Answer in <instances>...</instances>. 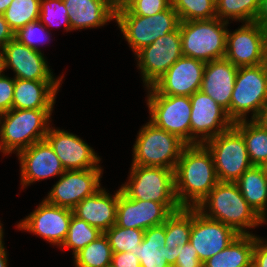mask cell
<instances>
[{"instance_id": "cell-8", "label": "cell", "mask_w": 267, "mask_h": 267, "mask_svg": "<svg viewBox=\"0 0 267 267\" xmlns=\"http://www.w3.org/2000/svg\"><path fill=\"white\" fill-rule=\"evenodd\" d=\"M203 145L212 155L219 182L235 183L253 166L244 138L234 126L210 138Z\"/></svg>"}, {"instance_id": "cell-51", "label": "cell", "mask_w": 267, "mask_h": 267, "mask_svg": "<svg viewBox=\"0 0 267 267\" xmlns=\"http://www.w3.org/2000/svg\"><path fill=\"white\" fill-rule=\"evenodd\" d=\"M4 63H3V57H0V75L4 72Z\"/></svg>"}, {"instance_id": "cell-3", "label": "cell", "mask_w": 267, "mask_h": 267, "mask_svg": "<svg viewBox=\"0 0 267 267\" xmlns=\"http://www.w3.org/2000/svg\"><path fill=\"white\" fill-rule=\"evenodd\" d=\"M53 110L11 109L0 115V151L18 154L32 144L44 140Z\"/></svg>"}, {"instance_id": "cell-54", "label": "cell", "mask_w": 267, "mask_h": 267, "mask_svg": "<svg viewBox=\"0 0 267 267\" xmlns=\"http://www.w3.org/2000/svg\"><path fill=\"white\" fill-rule=\"evenodd\" d=\"M3 56H4V45L0 42V57H3Z\"/></svg>"}, {"instance_id": "cell-15", "label": "cell", "mask_w": 267, "mask_h": 267, "mask_svg": "<svg viewBox=\"0 0 267 267\" xmlns=\"http://www.w3.org/2000/svg\"><path fill=\"white\" fill-rule=\"evenodd\" d=\"M181 206L178 203H158L127 197L118 190L116 225L122 228L147 230L162 225Z\"/></svg>"}, {"instance_id": "cell-20", "label": "cell", "mask_w": 267, "mask_h": 267, "mask_svg": "<svg viewBox=\"0 0 267 267\" xmlns=\"http://www.w3.org/2000/svg\"><path fill=\"white\" fill-rule=\"evenodd\" d=\"M205 62L180 57L152 87L161 95L191 96L201 89Z\"/></svg>"}, {"instance_id": "cell-28", "label": "cell", "mask_w": 267, "mask_h": 267, "mask_svg": "<svg viewBox=\"0 0 267 267\" xmlns=\"http://www.w3.org/2000/svg\"><path fill=\"white\" fill-rule=\"evenodd\" d=\"M255 235L236 237L226 248L210 257L203 267H249L253 263Z\"/></svg>"}, {"instance_id": "cell-32", "label": "cell", "mask_w": 267, "mask_h": 267, "mask_svg": "<svg viewBox=\"0 0 267 267\" xmlns=\"http://www.w3.org/2000/svg\"><path fill=\"white\" fill-rule=\"evenodd\" d=\"M261 0H215L216 18L228 22H254Z\"/></svg>"}, {"instance_id": "cell-13", "label": "cell", "mask_w": 267, "mask_h": 267, "mask_svg": "<svg viewBox=\"0 0 267 267\" xmlns=\"http://www.w3.org/2000/svg\"><path fill=\"white\" fill-rule=\"evenodd\" d=\"M225 58L238 68L267 63L266 33L263 27L249 22L233 32L227 30Z\"/></svg>"}, {"instance_id": "cell-52", "label": "cell", "mask_w": 267, "mask_h": 267, "mask_svg": "<svg viewBox=\"0 0 267 267\" xmlns=\"http://www.w3.org/2000/svg\"><path fill=\"white\" fill-rule=\"evenodd\" d=\"M4 231H3V228H2V224H1V221H0V244H2L4 241H3V235Z\"/></svg>"}, {"instance_id": "cell-35", "label": "cell", "mask_w": 267, "mask_h": 267, "mask_svg": "<svg viewBox=\"0 0 267 267\" xmlns=\"http://www.w3.org/2000/svg\"><path fill=\"white\" fill-rule=\"evenodd\" d=\"M180 22L216 18L215 0H171Z\"/></svg>"}, {"instance_id": "cell-12", "label": "cell", "mask_w": 267, "mask_h": 267, "mask_svg": "<svg viewBox=\"0 0 267 267\" xmlns=\"http://www.w3.org/2000/svg\"><path fill=\"white\" fill-rule=\"evenodd\" d=\"M190 145L203 144L233 126L227 111L201 90L190 96Z\"/></svg>"}, {"instance_id": "cell-47", "label": "cell", "mask_w": 267, "mask_h": 267, "mask_svg": "<svg viewBox=\"0 0 267 267\" xmlns=\"http://www.w3.org/2000/svg\"><path fill=\"white\" fill-rule=\"evenodd\" d=\"M4 242L0 244V267H8L7 251H5Z\"/></svg>"}, {"instance_id": "cell-33", "label": "cell", "mask_w": 267, "mask_h": 267, "mask_svg": "<svg viewBox=\"0 0 267 267\" xmlns=\"http://www.w3.org/2000/svg\"><path fill=\"white\" fill-rule=\"evenodd\" d=\"M40 0H12L4 15L9 28L16 33L20 28L39 20Z\"/></svg>"}, {"instance_id": "cell-38", "label": "cell", "mask_w": 267, "mask_h": 267, "mask_svg": "<svg viewBox=\"0 0 267 267\" xmlns=\"http://www.w3.org/2000/svg\"><path fill=\"white\" fill-rule=\"evenodd\" d=\"M48 35L51 34L47 31L43 23L38 20L20 28L14 33V38L33 50L41 51L38 45L47 42L50 37Z\"/></svg>"}, {"instance_id": "cell-55", "label": "cell", "mask_w": 267, "mask_h": 267, "mask_svg": "<svg viewBox=\"0 0 267 267\" xmlns=\"http://www.w3.org/2000/svg\"><path fill=\"white\" fill-rule=\"evenodd\" d=\"M266 33V56H267V30L265 31Z\"/></svg>"}, {"instance_id": "cell-42", "label": "cell", "mask_w": 267, "mask_h": 267, "mask_svg": "<svg viewBox=\"0 0 267 267\" xmlns=\"http://www.w3.org/2000/svg\"><path fill=\"white\" fill-rule=\"evenodd\" d=\"M112 267H141L140 260L131 251L113 253Z\"/></svg>"}, {"instance_id": "cell-23", "label": "cell", "mask_w": 267, "mask_h": 267, "mask_svg": "<svg viewBox=\"0 0 267 267\" xmlns=\"http://www.w3.org/2000/svg\"><path fill=\"white\" fill-rule=\"evenodd\" d=\"M117 205L118 190L112 196L105 188H101L94 195L83 199L72 211L74 216L104 233L116 224Z\"/></svg>"}, {"instance_id": "cell-41", "label": "cell", "mask_w": 267, "mask_h": 267, "mask_svg": "<svg viewBox=\"0 0 267 267\" xmlns=\"http://www.w3.org/2000/svg\"><path fill=\"white\" fill-rule=\"evenodd\" d=\"M15 78L0 75V115L12 109Z\"/></svg>"}, {"instance_id": "cell-4", "label": "cell", "mask_w": 267, "mask_h": 267, "mask_svg": "<svg viewBox=\"0 0 267 267\" xmlns=\"http://www.w3.org/2000/svg\"><path fill=\"white\" fill-rule=\"evenodd\" d=\"M228 24L218 18L180 22L183 56L205 63L225 58Z\"/></svg>"}, {"instance_id": "cell-19", "label": "cell", "mask_w": 267, "mask_h": 267, "mask_svg": "<svg viewBox=\"0 0 267 267\" xmlns=\"http://www.w3.org/2000/svg\"><path fill=\"white\" fill-rule=\"evenodd\" d=\"M45 139L52 146L65 171L101 167V159L94 149L76 134L49 127Z\"/></svg>"}, {"instance_id": "cell-22", "label": "cell", "mask_w": 267, "mask_h": 267, "mask_svg": "<svg viewBox=\"0 0 267 267\" xmlns=\"http://www.w3.org/2000/svg\"><path fill=\"white\" fill-rule=\"evenodd\" d=\"M238 67L226 58L205 63L201 91L227 111L230 118V102Z\"/></svg>"}, {"instance_id": "cell-39", "label": "cell", "mask_w": 267, "mask_h": 267, "mask_svg": "<svg viewBox=\"0 0 267 267\" xmlns=\"http://www.w3.org/2000/svg\"><path fill=\"white\" fill-rule=\"evenodd\" d=\"M171 0H136L128 9L139 16H152L166 10Z\"/></svg>"}, {"instance_id": "cell-40", "label": "cell", "mask_w": 267, "mask_h": 267, "mask_svg": "<svg viewBox=\"0 0 267 267\" xmlns=\"http://www.w3.org/2000/svg\"><path fill=\"white\" fill-rule=\"evenodd\" d=\"M173 267H203L198 253L191 243L176 247V262Z\"/></svg>"}, {"instance_id": "cell-56", "label": "cell", "mask_w": 267, "mask_h": 267, "mask_svg": "<svg viewBox=\"0 0 267 267\" xmlns=\"http://www.w3.org/2000/svg\"><path fill=\"white\" fill-rule=\"evenodd\" d=\"M249 267H258L254 263H252Z\"/></svg>"}, {"instance_id": "cell-24", "label": "cell", "mask_w": 267, "mask_h": 267, "mask_svg": "<svg viewBox=\"0 0 267 267\" xmlns=\"http://www.w3.org/2000/svg\"><path fill=\"white\" fill-rule=\"evenodd\" d=\"M61 81L15 79L12 109L54 110Z\"/></svg>"}, {"instance_id": "cell-2", "label": "cell", "mask_w": 267, "mask_h": 267, "mask_svg": "<svg viewBox=\"0 0 267 267\" xmlns=\"http://www.w3.org/2000/svg\"><path fill=\"white\" fill-rule=\"evenodd\" d=\"M196 209L232 227L240 235L251 234L248 229L265 223L244 199L236 183L218 182Z\"/></svg>"}, {"instance_id": "cell-31", "label": "cell", "mask_w": 267, "mask_h": 267, "mask_svg": "<svg viewBox=\"0 0 267 267\" xmlns=\"http://www.w3.org/2000/svg\"><path fill=\"white\" fill-rule=\"evenodd\" d=\"M112 255L108 238L103 233L73 256L74 265L75 267H109Z\"/></svg>"}, {"instance_id": "cell-7", "label": "cell", "mask_w": 267, "mask_h": 267, "mask_svg": "<svg viewBox=\"0 0 267 267\" xmlns=\"http://www.w3.org/2000/svg\"><path fill=\"white\" fill-rule=\"evenodd\" d=\"M267 102V63L239 67L230 102V119L233 123L253 120ZM248 113V114H247Z\"/></svg>"}, {"instance_id": "cell-18", "label": "cell", "mask_w": 267, "mask_h": 267, "mask_svg": "<svg viewBox=\"0 0 267 267\" xmlns=\"http://www.w3.org/2000/svg\"><path fill=\"white\" fill-rule=\"evenodd\" d=\"M4 70L14 71L15 79L35 81H62L54 78L48 62L41 51L33 50L13 38L4 46Z\"/></svg>"}, {"instance_id": "cell-49", "label": "cell", "mask_w": 267, "mask_h": 267, "mask_svg": "<svg viewBox=\"0 0 267 267\" xmlns=\"http://www.w3.org/2000/svg\"><path fill=\"white\" fill-rule=\"evenodd\" d=\"M115 9H118L126 0H107Z\"/></svg>"}, {"instance_id": "cell-27", "label": "cell", "mask_w": 267, "mask_h": 267, "mask_svg": "<svg viewBox=\"0 0 267 267\" xmlns=\"http://www.w3.org/2000/svg\"><path fill=\"white\" fill-rule=\"evenodd\" d=\"M235 183L250 207L266 224L267 176L262 167L253 165Z\"/></svg>"}, {"instance_id": "cell-50", "label": "cell", "mask_w": 267, "mask_h": 267, "mask_svg": "<svg viewBox=\"0 0 267 267\" xmlns=\"http://www.w3.org/2000/svg\"><path fill=\"white\" fill-rule=\"evenodd\" d=\"M136 0H126L118 9H128Z\"/></svg>"}, {"instance_id": "cell-30", "label": "cell", "mask_w": 267, "mask_h": 267, "mask_svg": "<svg viewBox=\"0 0 267 267\" xmlns=\"http://www.w3.org/2000/svg\"><path fill=\"white\" fill-rule=\"evenodd\" d=\"M192 228V208L181 207L165 221V246L169 250L185 245L190 240Z\"/></svg>"}, {"instance_id": "cell-10", "label": "cell", "mask_w": 267, "mask_h": 267, "mask_svg": "<svg viewBox=\"0 0 267 267\" xmlns=\"http://www.w3.org/2000/svg\"><path fill=\"white\" fill-rule=\"evenodd\" d=\"M145 89L148 90L149 121L190 145V96L161 95L152 86Z\"/></svg>"}, {"instance_id": "cell-45", "label": "cell", "mask_w": 267, "mask_h": 267, "mask_svg": "<svg viewBox=\"0 0 267 267\" xmlns=\"http://www.w3.org/2000/svg\"><path fill=\"white\" fill-rule=\"evenodd\" d=\"M254 22L262 26L265 31L267 30V0L260 1L258 13Z\"/></svg>"}, {"instance_id": "cell-11", "label": "cell", "mask_w": 267, "mask_h": 267, "mask_svg": "<svg viewBox=\"0 0 267 267\" xmlns=\"http://www.w3.org/2000/svg\"><path fill=\"white\" fill-rule=\"evenodd\" d=\"M137 65L145 88L151 87L182 54L180 28L157 38L136 54Z\"/></svg>"}, {"instance_id": "cell-9", "label": "cell", "mask_w": 267, "mask_h": 267, "mask_svg": "<svg viewBox=\"0 0 267 267\" xmlns=\"http://www.w3.org/2000/svg\"><path fill=\"white\" fill-rule=\"evenodd\" d=\"M128 182L121 185V191L131 199L178 203L174 190V170L131 165Z\"/></svg>"}, {"instance_id": "cell-36", "label": "cell", "mask_w": 267, "mask_h": 267, "mask_svg": "<svg viewBox=\"0 0 267 267\" xmlns=\"http://www.w3.org/2000/svg\"><path fill=\"white\" fill-rule=\"evenodd\" d=\"M104 234L108 238L113 253L127 251L135 253L137 246L142 242L144 230L122 228L115 224L109 230H106Z\"/></svg>"}, {"instance_id": "cell-6", "label": "cell", "mask_w": 267, "mask_h": 267, "mask_svg": "<svg viewBox=\"0 0 267 267\" xmlns=\"http://www.w3.org/2000/svg\"><path fill=\"white\" fill-rule=\"evenodd\" d=\"M115 20L134 55L157 38L175 31L180 24L178 14L171 5L152 16H139L129 9H116Z\"/></svg>"}, {"instance_id": "cell-16", "label": "cell", "mask_w": 267, "mask_h": 267, "mask_svg": "<svg viewBox=\"0 0 267 267\" xmlns=\"http://www.w3.org/2000/svg\"><path fill=\"white\" fill-rule=\"evenodd\" d=\"M72 215L71 209L52 205L43 199L33 212L17 224V228L61 247L66 240Z\"/></svg>"}, {"instance_id": "cell-21", "label": "cell", "mask_w": 267, "mask_h": 267, "mask_svg": "<svg viewBox=\"0 0 267 267\" xmlns=\"http://www.w3.org/2000/svg\"><path fill=\"white\" fill-rule=\"evenodd\" d=\"M17 155L20 160V182L23 188L36 181L59 177L65 172L60 159L46 139L21 150Z\"/></svg>"}, {"instance_id": "cell-29", "label": "cell", "mask_w": 267, "mask_h": 267, "mask_svg": "<svg viewBox=\"0 0 267 267\" xmlns=\"http://www.w3.org/2000/svg\"><path fill=\"white\" fill-rule=\"evenodd\" d=\"M233 126L244 138L251 163L256 166L264 163L267 160V130L249 119L235 122Z\"/></svg>"}, {"instance_id": "cell-17", "label": "cell", "mask_w": 267, "mask_h": 267, "mask_svg": "<svg viewBox=\"0 0 267 267\" xmlns=\"http://www.w3.org/2000/svg\"><path fill=\"white\" fill-rule=\"evenodd\" d=\"M238 234L232 227L204 216L192 208L191 243L202 263L226 248Z\"/></svg>"}, {"instance_id": "cell-48", "label": "cell", "mask_w": 267, "mask_h": 267, "mask_svg": "<svg viewBox=\"0 0 267 267\" xmlns=\"http://www.w3.org/2000/svg\"><path fill=\"white\" fill-rule=\"evenodd\" d=\"M12 0H0V14H4Z\"/></svg>"}, {"instance_id": "cell-25", "label": "cell", "mask_w": 267, "mask_h": 267, "mask_svg": "<svg viewBox=\"0 0 267 267\" xmlns=\"http://www.w3.org/2000/svg\"><path fill=\"white\" fill-rule=\"evenodd\" d=\"M72 30L97 28L115 19L116 9L107 0H62Z\"/></svg>"}, {"instance_id": "cell-5", "label": "cell", "mask_w": 267, "mask_h": 267, "mask_svg": "<svg viewBox=\"0 0 267 267\" xmlns=\"http://www.w3.org/2000/svg\"><path fill=\"white\" fill-rule=\"evenodd\" d=\"M187 144L178 136L147 122L133 145L131 165L164 167L174 170Z\"/></svg>"}, {"instance_id": "cell-53", "label": "cell", "mask_w": 267, "mask_h": 267, "mask_svg": "<svg viewBox=\"0 0 267 267\" xmlns=\"http://www.w3.org/2000/svg\"><path fill=\"white\" fill-rule=\"evenodd\" d=\"M260 166L262 167L265 175L267 176V160L264 163H262Z\"/></svg>"}, {"instance_id": "cell-37", "label": "cell", "mask_w": 267, "mask_h": 267, "mask_svg": "<svg viewBox=\"0 0 267 267\" xmlns=\"http://www.w3.org/2000/svg\"><path fill=\"white\" fill-rule=\"evenodd\" d=\"M39 21L46 28L63 23L66 31H71L68 10L62 0H40Z\"/></svg>"}, {"instance_id": "cell-34", "label": "cell", "mask_w": 267, "mask_h": 267, "mask_svg": "<svg viewBox=\"0 0 267 267\" xmlns=\"http://www.w3.org/2000/svg\"><path fill=\"white\" fill-rule=\"evenodd\" d=\"M101 234L103 233L98 228L72 215L66 240L61 247L71 249L72 255H75L89 243L95 241Z\"/></svg>"}, {"instance_id": "cell-43", "label": "cell", "mask_w": 267, "mask_h": 267, "mask_svg": "<svg viewBox=\"0 0 267 267\" xmlns=\"http://www.w3.org/2000/svg\"><path fill=\"white\" fill-rule=\"evenodd\" d=\"M253 263L258 267H267V241L255 236Z\"/></svg>"}, {"instance_id": "cell-44", "label": "cell", "mask_w": 267, "mask_h": 267, "mask_svg": "<svg viewBox=\"0 0 267 267\" xmlns=\"http://www.w3.org/2000/svg\"><path fill=\"white\" fill-rule=\"evenodd\" d=\"M14 38V32L9 28L4 15L0 14V42L5 46Z\"/></svg>"}, {"instance_id": "cell-26", "label": "cell", "mask_w": 267, "mask_h": 267, "mask_svg": "<svg viewBox=\"0 0 267 267\" xmlns=\"http://www.w3.org/2000/svg\"><path fill=\"white\" fill-rule=\"evenodd\" d=\"M165 222L162 225L148 228L135 256L140 260L141 267H173L176 262V247L169 250L165 246Z\"/></svg>"}, {"instance_id": "cell-1", "label": "cell", "mask_w": 267, "mask_h": 267, "mask_svg": "<svg viewBox=\"0 0 267 267\" xmlns=\"http://www.w3.org/2000/svg\"><path fill=\"white\" fill-rule=\"evenodd\" d=\"M218 182L209 150L203 144L187 145L174 169V190L178 204L196 208Z\"/></svg>"}, {"instance_id": "cell-46", "label": "cell", "mask_w": 267, "mask_h": 267, "mask_svg": "<svg viewBox=\"0 0 267 267\" xmlns=\"http://www.w3.org/2000/svg\"><path fill=\"white\" fill-rule=\"evenodd\" d=\"M253 121L258 124L262 129L267 130V102L258 112Z\"/></svg>"}, {"instance_id": "cell-14", "label": "cell", "mask_w": 267, "mask_h": 267, "mask_svg": "<svg viewBox=\"0 0 267 267\" xmlns=\"http://www.w3.org/2000/svg\"><path fill=\"white\" fill-rule=\"evenodd\" d=\"M102 171L101 167L65 171L44 200L52 205L72 210L83 199L94 195L102 188L100 183Z\"/></svg>"}]
</instances>
